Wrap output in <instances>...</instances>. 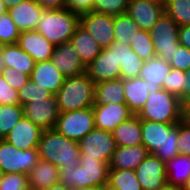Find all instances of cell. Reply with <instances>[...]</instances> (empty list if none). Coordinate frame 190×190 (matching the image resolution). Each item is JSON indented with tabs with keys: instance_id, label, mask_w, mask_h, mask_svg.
I'll return each instance as SVG.
<instances>
[{
	"instance_id": "cell-31",
	"label": "cell",
	"mask_w": 190,
	"mask_h": 190,
	"mask_svg": "<svg viewBox=\"0 0 190 190\" xmlns=\"http://www.w3.org/2000/svg\"><path fill=\"white\" fill-rule=\"evenodd\" d=\"M107 190H142L135 170L109 169Z\"/></svg>"
},
{
	"instance_id": "cell-39",
	"label": "cell",
	"mask_w": 190,
	"mask_h": 190,
	"mask_svg": "<svg viewBox=\"0 0 190 190\" xmlns=\"http://www.w3.org/2000/svg\"><path fill=\"white\" fill-rule=\"evenodd\" d=\"M128 0H95L93 12L110 16L126 13Z\"/></svg>"
},
{
	"instance_id": "cell-40",
	"label": "cell",
	"mask_w": 190,
	"mask_h": 190,
	"mask_svg": "<svg viewBox=\"0 0 190 190\" xmlns=\"http://www.w3.org/2000/svg\"><path fill=\"white\" fill-rule=\"evenodd\" d=\"M185 73L180 69L172 68L171 72L166 75L162 88L179 98L183 94L184 83L187 82Z\"/></svg>"
},
{
	"instance_id": "cell-23",
	"label": "cell",
	"mask_w": 190,
	"mask_h": 190,
	"mask_svg": "<svg viewBox=\"0 0 190 190\" xmlns=\"http://www.w3.org/2000/svg\"><path fill=\"white\" fill-rule=\"evenodd\" d=\"M158 90L152 89L147 82L140 77L124 80V98L129 110L138 114L144 107L149 93Z\"/></svg>"
},
{
	"instance_id": "cell-35",
	"label": "cell",
	"mask_w": 190,
	"mask_h": 190,
	"mask_svg": "<svg viewBox=\"0 0 190 190\" xmlns=\"http://www.w3.org/2000/svg\"><path fill=\"white\" fill-rule=\"evenodd\" d=\"M23 116L21 105H0V139H4Z\"/></svg>"
},
{
	"instance_id": "cell-29",
	"label": "cell",
	"mask_w": 190,
	"mask_h": 190,
	"mask_svg": "<svg viewBox=\"0 0 190 190\" xmlns=\"http://www.w3.org/2000/svg\"><path fill=\"white\" fill-rule=\"evenodd\" d=\"M125 103L124 80H109L95 84L94 105Z\"/></svg>"
},
{
	"instance_id": "cell-16",
	"label": "cell",
	"mask_w": 190,
	"mask_h": 190,
	"mask_svg": "<svg viewBox=\"0 0 190 190\" xmlns=\"http://www.w3.org/2000/svg\"><path fill=\"white\" fill-rule=\"evenodd\" d=\"M95 128L112 132L119 124L126 121L133 113L126 103L93 105Z\"/></svg>"
},
{
	"instance_id": "cell-8",
	"label": "cell",
	"mask_w": 190,
	"mask_h": 190,
	"mask_svg": "<svg viewBox=\"0 0 190 190\" xmlns=\"http://www.w3.org/2000/svg\"><path fill=\"white\" fill-rule=\"evenodd\" d=\"M179 25L164 13L150 30L156 56L166 62L173 59V54L180 46L178 36Z\"/></svg>"
},
{
	"instance_id": "cell-6",
	"label": "cell",
	"mask_w": 190,
	"mask_h": 190,
	"mask_svg": "<svg viewBox=\"0 0 190 190\" xmlns=\"http://www.w3.org/2000/svg\"><path fill=\"white\" fill-rule=\"evenodd\" d=\"M137 115L140 119L160 123H179L181 121V101L161 88L149 93L144 107Z\"/></svg>"
},
{
	"instance_id": "cell-2",
	"label": "cell",
	"mask_w": 190,
	"mask_h": 190,
	"mask_svg": "<svg viewBox=\"0 0 190 190\" xmlns=\"http://www.w3.org/2000/svg\"><path fill=\"white\" fill-rule=\"evenodd\" d=\"M142 144L149 154H154L163 162L179 155L178 123H160L141 119Z\"/></svg>"
},
{
	"instance_id": "cell-9",
	"label": "cell",
	"mask_w": 190,
	"mask_h": 190,
	"mask_svg": "<svg viewBox=\"0 0 190 190\" xmlns=\"http://www.w3.org/2000/svg\"><path fill=\"white\" fill-rule=\"evenodd\" d=\"M40 160L37 148L17 149L5 139H0V168L4 173L29 174Z\"/></svg>"
},
{
	"instance_id": "cell-32",
	"label": "cell",
	"mask_w": 190,
	"mask_h": 190,
	"mask_svg": "<svg viewBox=\"0 0 190 190\" xmlns=\"http://www.w3.org/2000/svg\"><path fill=\"white\" fill-rule=\"evenodd\" d=\"M139 30L138 24L127 13L114 16L115 42L129 45L131 37Z\"/></svg>"
},
{
	"instance_id": "cell-53",
	"label": "cell",
	"mask_w": 190,
	"mask_h": 190,
	"mask_svg": "<svg viewBox=\"0 0 190 190\" xmlns=\"http://www.w3.org/2000/svg\"><path fill=\"white\" fill-rule=\"evenodd\" d=\"M24 0H3L4 4L6 5V7L9 9L13 6L18 5L19 3H21Z\"/></svg>"
},
{
	"instance_id": "cell-26",
	"label": "cell",
	"mask_w": 190,
	"mask_h": 190,
	"mask_svg": "<svg viewBox=\"0 0 190 190\" xmlns=\"http://www.w3.org/2000/svg\"><path fill=\"white\" fill-rule=\"evenodd\" d=\"M82 63L87 67L101 52L102 48L96 40L80 25L70 39Z\"/></svg>"
},
{
	"instance_id": "cell-54",
	"label": "cell",
	"mask_w": 190,
	"mask_h": 190,
	"mask_svg": "<svg viewBox=\"0 0 190 190\" xmlns=\"http://www.w3.org/2000/svg\"><path fill=\"white\" fill-rule=\"evenodd\" d=\"M6 64L3 59L2 45L0 46V74L3 73V70L6 68Z\"/></svg>"
},
{
	"instance_id": "cell-21",
	"label": "cell",
	"mask_w": 190,
	"mask_h": 190,
	"mask_svg": "<svg viewBox=\"0 0 190 190\" xmlns=\"http://www.w3.org/2000/svg\"><path fill=\"white\" fill-rule=\"evenodd\" d=\"M65 78L51 60L37 62L30 75L31 81L41 86L42 89L48 90L53 95H56L62 87Z\"/></svg>"
},
{
	"instance_id": "cell-1",
	"label": "cell",
	"mask_w": 190,
	"mask_h": 190,
	"mask_svg": "<svg viewBox=\"0 0 190 190\" xmlns=\"http://www.w3.org/2000/svg\"><path fill=\"white\" fill-rule=\"evenodd\" d=\"M108 175L107 162L80 156L77 167L59 169V182L73 190L104 188L108 185Z\"/></svg>"
},
{
	"instance_id": "cell-48",
	"label": "cell",
	"mask_w": 190,
	"mask_h": 190,
	"mask_svg": "<svg viewBox=\"0 0 190 190\" xmlns=\"http://www.w3.org/2000/svg\"><path fill=\"white\" fill-rule=\"evenodd\" d=\"M44 9H60L66 7V0H35Z\"/></svg>"
},
{
	"instance_id": "cell-61",
	"label": "cell",
	"mask_w": 190,
	"mask_h": 190,
	"mask_svg": "<svg viewBox=\"0 0 190 190\" xmlns=\"http://www.w3.org/2000/svg\"><path fill=\"white\" fill-rule=\"evenodd\" d=\"M26 190H34L33 188H31V187H28Z\"/></svg>"
},
{
	"instance_id": "cell-52",
	"label": "cell",
	"mask_w": 190,
	"mask_h": 190,
	"mask_svg": "<svg viewBox=\"0 0 190 190\" xmlns=\"http://www.w3.org/2000/svg\"><path fill=\"white\" fill-rule=\"evenodd\" d=\"M43 190H73V189L67 188L61 182H58Z\"/></svg>"
},
{
	"instance_id": "cell-12",
	"label": "cell",
	"mask_w": 190,
	"mask_h": 190,
	"mask_svg": "<svg viewBox=\"0 0 190 190\" xmlns=\"http://www.w3.org/2000/svg\"><path fill=\"white\" fill-rule=\"evenodd\" d=\"M118 47L113 44L101 50L100 54L86 67L88 77L96 84L102 81L120 79Z\"/></svg>"
},
{
	"instance_id": "cell-13",
	"label": "cell",
	"mask_w": 190,
	"mask_h": 190,
	"mask_svg": "<svg viewBox=\"0 0 190 190\" xmlns=\"http://www.w3.org/2000/svg\"><path fill=\"white\" fill-rule=\"evenodd\" d=\"M22 107L24 117L30 119L43 131L54 129L60 114L56 95L45 99L32 100Z\"/></svg>"
},
{
	"instance_id": "cell-24",
	"label": "cell",
	"mask_w": 190,
	"mask_h": 190,
	"mask_svg": "<svg viewBox=\"0 0 190 190\" xmlns=\"http://www.w3.org/2000/svg\"><path fill=\"white\" fill-rule=\"evenodd\" d=\"M172 67L163 58L155 56L144 61L139 77L142 78L154 90L163 87L166 75L171 72Z\"/></svg>"
},
{
	"instance_id": "cell-11",
	"label": "cell",
	"mask_w": 190,
	"mask_h": 190,
	"mask_svg": "<svg viewBox=\"0 0 190 190\" xmlns=\"http://www.w3.org/2000/svg\"><path fill=\"white\" fill-rule=\"evenodd\" d=\"M79 25L89 32L102 49L110 47L115 42L114 16L93 11L81 13Z\"/></svg>"
},
{
	"instance_id": "cell-41",
	"label": "cell",
	"mask_w": 190,
	"mask_h": 190,
	"mask_svg": "<svg viewBox=\"0 0 190 190\" xmlns=\"http://www.w3.org/2000/svg\"><path fill=\"white\" fill-rule=\"evenodd\" d=\"M28 187V175L23 173H5L0 182V190H26Z\"/></svg>"
},
{
	"instance_id": "cell-36",
	"label": "cell",
	"mask_w": 190,
	"mask_h": 190,
	"mask_svg": "<svg viewBox=\"0 0 190 190\" xmlns=\"http://www.w3.org/2000/svg\"><path fill=\"white\" fill-rule=\"evenodd\" d=\"M144 60L130 48L126 46L124 64L120 67V79L126 80L139 77L140 70L142 69Z\"/></svg>"
},
{
	"instance_id": "cell-4",
	"label": "cell",
	"mask_w": 190,
	"mask_h": 190,
	"mask_svg": "<svg viewBox=\"0 0 190 190\" xmlns=\"http://www.w3.org/2000/svg\"><path fill=\"white\" fill-rule=\"evenodd\" d=\"M80 14L67 7L60 9H44L35 31L39 32L54 46L70 41L79 25Z\"/></svg>"
},
{
	"instance_id": "cell-46",
	"label": "cell",
	"mask_w": 190,
	"mask_h": 190,
	"mask_svg": "<svg viewBox=\"0 0 190 190\" xmlns=\"http://www.w3.org/2000/svg\"><path fill=\"white\" fill-rule=\"evenodd\" d=\"M95 0H66V7L78 14L93 10Z\"/></svg>"
},
{
	"instance_id": "cell-3",
	"label": "cell",
	"mask_w": 190,
	"mask_h": 190,
	"mask_svg": "<svg viewBox=\"0 0 190 190\" xmlns=\"http://www.w3.org/2000/svg\"><path fill=\"white\" fill-rule=\"evenodd\" d=\"M40 159L61 167H77L80 162L78 142L68 139L55 129L44 130L38 142Z\"/></svg>"
},
{
	"instance_id": "cell-55",
	"label": "cell",
	"mask_w": 190,
	"mask_h": 190,
	"mask_svg": "<svg viewBox=\"0 0 190 190\" xmlns=\"http://www.w3.org/2000/svg\"><path fill=\"white\" fill-rule=\"evenodd\" d=\"M8 11V8L4 4L3 0H0V15L6 13Z\"/></svg>"
},
{
	"instance_id": "cell-20",
	"label": "cell",
	"mask_w": 190,
	"mask_h": 190,
	"mask_svg": "<svg viewBox=\"0 0 190 190\" xmlns=\"http://www.w3.org/2000/svg\"><path fill=\"white\" fill-rule=\"evenodd\" d=\"M42 8L35 0H24L8 9V13L20 32L36 29Z\"/></svg>"
},
{
	"instance_id": "cell-10",
	"label": "cell",
	"mask_w": 190,
	"mask_h": 190,
	"mask_svg": "<svg viewBox=\"0 0 190 190\" xmlns=\"http://www.w3.org/2000/svg\"><path fill=\"white\" fill-rule=\"evenodd\" d=\"M80 156L86 158L101 159L110 163L112 154L117 148L112 132L94 129L84 136L79 142Z\"/></svg>"
},
{
	"instance_id": "cell-49",
	"label": "cell",
	"mask_w": 190,
	"mask_h": 190,
	"mask_svg": "<svg viewBox=\"0 0 190 190\" xmlns=\"http://www.w3.org/2000/svg\"><path fill=\"white\" fill-rule=\"evenodd\" d=\"M181 122L190 126V100L181 102Z\"/></svg>"
},
{
	"instance_id": "cell-50",
	"label": "cell",
	"mask_w": 190,
	"mask_h": 190,
	"mask_svg": "<svg viewBox=\"0 0 190 190\" xmlns=\"http://www.w3.org/2000/svg\"><path fill=\"white\" fill-rule=\"evenodd\" d=\"M185 78L187 79V82L184 83L183 94L179 97L181 102L190 100V68L185 73Z\"/></svg>"
},
{
	"instance_id": "cell-37",
	"label": "cell",
	"mask_w": 190,
	"mask_h": 190,
	"mask_svg": "<svg viewBox=\"0 0 190 190\" xmlns=\"http://www.w3.org/2000/svg\"><path fill=\"white\" fill-rule=\"evenodd\" d=\"M20 105L28 104L32 100L45 99L51 97L48 90L42 89L33 81L29 80L21 89L18 90Z\"/></svg>"
},
{
	"instance_id": "cell-18",
	"label": "cell",
	"mask_w": 190,
	"mask_h": 190,
	"mask_svg": "<svg viewBox=\"0 0 190 190\" xmlns=\"http://www.w3.org/2000/svg\"><path fill=\"white\" fill-rule=\"evenodd\" d=\"M42 133L40 127L23 116L4 139L17 149L27 150L37 148Z\"/></svg>"
},
{
	"instance_id": "cell-33",
	"label": "cell",
	"mask_w": 190,
	"mask_h": 190,
	"mask_svg": "<svg viewBox=\"0 0 190 190\" xmlns=\"http://www.w3.org/2000/svg\"><path fill=\"white\" fill-rule=\"evenodd\" d=\"M129 46L144 61L156 56L149 31L140 29L131 37Z\"/></svg>"
},
{
	"instance_id": "cell-45",
	"label": "cell",
	"mask_w": 190,
	"mask_h": 190,
	"mask_svg": "<svg viewBox=\"0 0 190 190\" xmlns=\"http://www.w3.org/2000/svg\"><path fill=\"white\" fill-rule=\"evenodd\" d=\"M179 154L190 156V126L178 123V141H177Z\"/></svg>"
},
{
	"instance_id": "cell-22",
	"label": "cell",
	"mask_w": 190,
	"mask_h": 190,
	"mask_svg": "<svg viewBox=\"0 0 190 190\" xmlns=\"http://www.w3.org/2000/svg\"><path fill=\"white\" fill-rule=\"evenodd\" d=\"M148 154L149 152L143 144L127 147L117 146L112 154L109 169L135 170Z\"/></svg>"
},
{
	"instance_id": "cell-57",
	"label": "cell",
	"mask_w": 190,
	"mask_h": 190,
	"mask_svg": "<svg viewBox=\"0 0 190 190\" xmlns=\"http://www.w3.org/2000/svg\"><path fill=\"white\" fill-rule=\"evenodd\" d=\"M160 190H181V188L170 186V185H165L163 188Z\"/></svg>"
},
{
	"instance_id": "cell-58",
	"label": "cell",
	"mask_w": 190,
	"mask_h": 190,
	"mask_svg": "<svg viewBox=\"0 0 190 190\" xmlns=\"http://www.w3.org/2000/svg\"><path fill=\"white\" fill-rule=\"evenodd\" d=\"M5 173L3 172V170L0 168V182L2 181V179L4 178Z\"/></svg>"
},
{
	"instance_id": "cell-14",
	"label": "cell",
	"mask_w": 190,
	"mask_h": 190,
	"mask_svg": "<svg viewBox=\"0 0 190 190\" xmlns=\"http://www.w3.org/2000/svg\"><path fill=\"white\" fill-rule=\"evenodd\" d=\"M135 174L142 190H160L167 185L166 163L154 154H148L135 169Z\"/></svg>"
},
{
	"instance_id": "cell-38",
	"label": "cell",
	"mask_w": 190,
	"mask_h": 190,
	"mask_svg": "<svg viewBox=\"0 0 190 190\" xmlns=\"http://www.w3.org/2000/svg\"><path fill=\"white\" fill-rule=\"evenodd\" d=\"M20 31L8 12L0 15V46L17 43Z\"/></svg>"
},
{
	"instance_id": "cell-42",
	"label": "cell",
	"mask_w": 190,
	"mask_h": 190,
	"mask_svg": "<svg viewBox=\"0 0 190 190\" xmlns=\"http://www.w3.org/2000/svg\"><path fill=\"white\" fill-rule=\"evenodd\" d=\"M0 105H20L18 91L13 89L0 74Z\"/></svg>"
},
{
	"instance_id": "cell-7",
	"label": "cell",
	"mask_w": 190,
	"mask_h": 190,
	"mask_svg": "<svg viewBox=\"0 0 190 190\" xmlns=\"http://www.w3.org/2000/svg\"><path fill=\"white\" fill-rule=\"evenodd\" d=\"M54 129L68 139L79 142L95 129L93 108L60 112Z\"/></svg>"
},
{
	"instance_id": "cell-34",
	"label": "cell",
	"mask_w": 190,
	"mask_h": 190,
	"mask_svg": "<svg viewBox=\"0 0 190 190\" xmlns=\"http://www.w3.org/2000/svg\"><path fill=\"white\" fill-rule=\"evenodd\" d=\"M164 12L179 26L190 25V0H165Z\"/></svg>"
},
{
	"instance_id": "cell-19",
	"label": "cell",
	"mask_w": 190,
	"mask_h": 190,
	"mask_svg": "<svg viewBox=\"0 0 190 190\" xmlns=\"http://www.w3.org/2000/svg\"><path fill=\"white\" fill-rule=\"evenodd\" d=\"M17 44L36 63L50 60L55 48L52 43L35 30L20 32Z\"/></svg>"
},
{
	"instance_id": "cell-5",
	"label": "cell",
	"mask_w": 190,
	"mask_h": 190,
	"mask_svg": "<svg viewBox=\"0 0 190 190\" xmlns=\"http://www.w3.org/2000/svg\"><path fill=\"white\" fill-rule=\"evenodd\" d=\"M95 83L87 73L66 77L62 87L56 94L60 112H70L93 107Z\"/></svg>"
},
{
	"instance_id": "cell-43",
	"label": "cell",
	"mask_w": 190,
	"mask_h": 190,
	"mask_svg": "<svg viewBox=\"0 0 190 190\" xmlns=\"http://www.w3.org/2000/svg\"><path fill=\"white\" fill-rule=\"evenodd\" d=\"M2 75L6 82L16 91L21 89L30 80L29 75L10 67H6Z\"/></svg>"
},
{
	"instance_id": "cell-51",
	"label": "cell",
	"mask_w": 190,
	"mask_h": 190,
	"mask_svg": "<svg viewBox=\"0 0 190 190\" xmlns=\"http://www.w3.org/2000/svg\"><path fill=\"white\" fill-rule=\"evenodd\" d=\"M113 45L115 47H118V57H119V65L124 64V58H125V50H126V44H122L120 42H114Z\"/></svg>"
},
{
	"instance_id": "cell-47",
	"label": "cell",
	"mask_w": 190,
	"mask_h": 190,
	"mask_svg": "<svg viewBox=\"0 0 190 190\" xmlns=\"http://www.w3.org/2000/svg\"><path fill=\"white\" fill-rule=\"evenodd\" d=\"M179 43L190 49V25L179 26Z\"/></svg>"
},
{
	"instance_id": "cell-17",
	"label": "cell",
	"mask_w": 190,
	"mask_h": 190,
	"mask_svg": "<svg viewBox=\"0 0 190 190\" xmlns=\"http://www.w3.org/2000/svg\"><path fill=\"white\" fill-rule=\"evenodd\" d=\"M50 60L64 77L78 76L86 72V66L71 41L55 46Z\"/></svg>"
},
{
	"instance_id": "cell-25",
	"label": "cell",
	"mask_w": 190,
	"mask_h": 190,
	"mask_svg": "<svg viewBox=\"0 0 190 190\" xmlns=\"http://www.w3.org/2000/svg\"><path fill=\"white\" fill-rule=\"evenodd\" d=\"M141 134V119L137 114L130 116L112 131V136L117 146L123 147L142 144Z\"/></svg>"
},
{
	"instance_id": "cell-28",
	"label": "cell",
	"mask_w": 190,
	"mask_h": 190,
	"mask_svg": "<svg viewBox=\"0 0 190 190\" xmlns=\"http://www.w3.org/2000/svg\"><path fill=\"white\" fill-rule=\"evenodd\" d=\"M3 59L7 67L31 75L36 62L17 43L2 45Z\"/></svg>"
},
{
	"instance_id": "cell-27",
	"label": "cell",
	"mask_w": 190,
	"mask_h": 190,
	"mask_svg": "<svg viewBox=\"0 0 190 190\" xmlns=\"http://www.w3.org/2000/svg\"><path fill=\"white\" fill-rule=\"evenodd\" d=\"M29 187L43 190L59 182V169L48 161L40 159L28 174Z\"/></svg>"
},
{
	"instance_id": "cell-15",
	"label": "cell",
	"mask_w": 190,
	"mask_h": 190,
	"mask_svg": "<svg viewBox=\"0 0 190 190\" xmlns=\"http://www.w3.org/2000/svg\"><path fill=\"white\" fill-rule=\"evenodd\" d=\"M126 13L138 24L139 28L149 31L165 13L164 3L154 0L128 1Z\"/></svg>"
},
{
	"instance_id": "cell-60",
	"label": "cell",
	"mask_w": 190,
	"mask_h": 190,
	"mask_svg": "<svg viewBox=\"0 0 190 190\" xmlns=\"http://www.w3.org/2000/svg\"><path fill=\"white\" fill-rule=\"evenodd\" d=\"M154 1H157V2H162V3H164V2H165V0H154Z\"/></svg>"
},
{
	"instance_id": "cell-59",
	"label": "cell",
	"mask_w": 190,
	"mask_h": 190,
	"mask_svg": "<svg viewBox=\"0 0 190 190\" xmlns=\"http://www.w3.org/2000/svg\"><path fill=\"white\" fill-rule=\"evenodd\" d=\"M82 190H107V188L104 187V188H92V189H82Z\"/></svg>"
},
{
	"instance_id": "cell-44",
	"label": "cell",
	"mask_w": 190,
	"mask_h": 190,
	"mask_svg": "<svg viewBox=\"0 0 190 190\" xmlns=\"http://www.w3.org/2000/svg\"><path fill=\"white\" fill-rule=\"evenodd\" d=\"M172 68L187 72L190 68V49L180 45L173 54V59L169 62Z\"/></svg>"
},
{
	"instance_id": "cell-30",
	"label": "cell",
	"mask_w": 190,
	"mask_h": 190,
	"mask_svg": "<svg viewBox=\"0 0 190 190\" xmlns=\"http://www.w3.org/2000/svg\"><path fill=\"white\" fill-rule=\"evenodd\" d=\"M190 176V156L179 154L166 162L167 185L182 188Z\"/></svg>"
},
{
	"instance_id": "cell-56",
	"label": "cell",
	"mask_w": 190,
	"mask_h": 190,
	"mask_svg": "<svg viewBox=\"0 0 190 190\" xmlns=\"http://www.w3.org/2000/svg\"><path fill=\"white\" fill-rule=\"evenodd\" d=\"M181 190H190V176L188 177V179L186 180V182L182 186Z\"/></svg>"
}]
</instances>
